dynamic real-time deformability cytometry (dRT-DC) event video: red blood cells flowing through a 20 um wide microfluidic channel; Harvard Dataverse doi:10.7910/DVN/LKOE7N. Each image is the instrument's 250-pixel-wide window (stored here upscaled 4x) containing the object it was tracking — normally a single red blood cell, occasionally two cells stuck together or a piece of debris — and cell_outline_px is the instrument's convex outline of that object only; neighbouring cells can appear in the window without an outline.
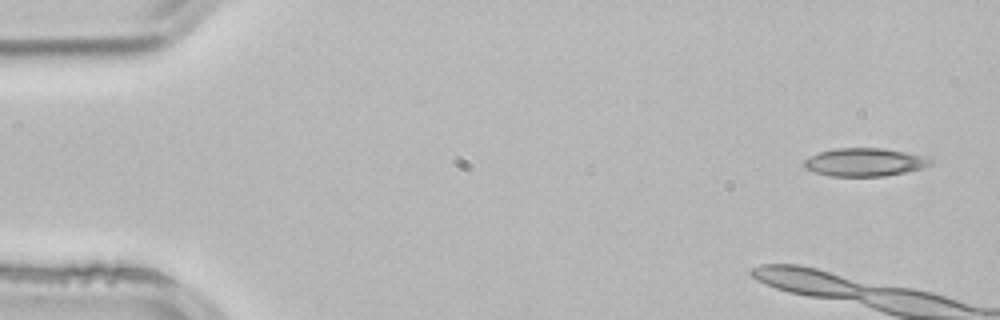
{"species": "common noctule bat (a hibernating species)", "species_latin": "Nyctalus noctula", "temperature_condition": "room temperature", "stored_images_in_passage": 3, "camera_frame_rate_fps": 3000, "um_per_image_px": 0.085, "animal": {"sex": "male", "body_mass_g": 21.5, "forearm_length_mm": 52.0}, "frame": {"image": 1, "passage_image": 1, "time_ms": 0.0, "image_size_px": [1000, 320], "cell_outline_px": [[936, 160], [932, 164], [920, 168], [904, 172], [884, 176], [832, 176], [816, 172], [804, 168], [804, 160], [820, 152], [836, 148], [884, 148], [932, 156]], "centroid_in_image_um": [73.6, 13.77], "position_along_channel_um": 11.4, "area_um2": 20.87}}